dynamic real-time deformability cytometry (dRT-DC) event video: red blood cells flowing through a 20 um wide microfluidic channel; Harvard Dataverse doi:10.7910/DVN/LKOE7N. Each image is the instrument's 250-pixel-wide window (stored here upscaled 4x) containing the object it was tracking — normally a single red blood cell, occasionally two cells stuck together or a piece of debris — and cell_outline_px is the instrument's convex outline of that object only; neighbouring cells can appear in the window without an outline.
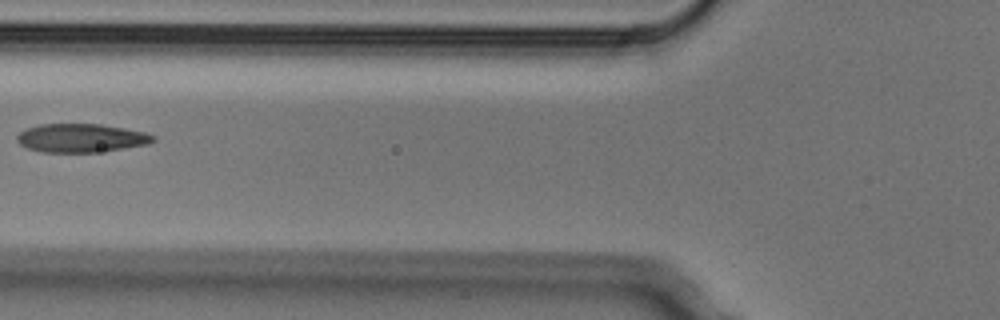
{"species": "Egyptian fruit bat (a non-hibernating species)", "species_latin": "Rousettus aegyptiacus", "temperature_condition": "cold", "stored_images_in_passage": 4, "camera_frame_rate_fps": 3000, "um_per_image_px": 0.085, "animal": {"sex": "male"}, "frame": {"image": 1, "passage_image": 3, "time_ms": 0.667, "image_size_px": [1000, 320], "cell_outline_px": [[156, 140], [148, 144], [96, 152], [44, 152], [28, 148], [20, 144], [16, 140], [16, 136], [20, 132], [28, 128], [40, 124], [100, 124], [124, 128], [144, 132], [156, 136]], "centroid_in_image_um": [6.89, 11.72], "position_along_channel_um": 118.9, "area_um2": 22.48}}
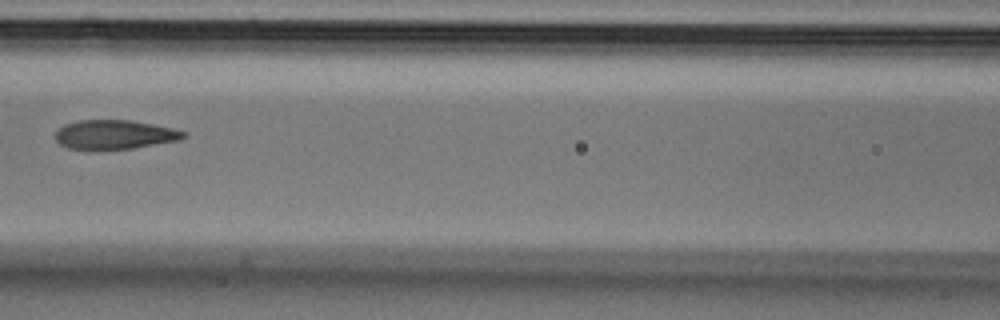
{"frame": {"image": 2, "passage_image": 4, "time_ms": 1.0, "image_size_px": [1000, 320], "cell_outline_px": [[184, 136], [180, 140], [132, 148], [68, 148], [60, 144], [52, 136], [56, 128], [64, 124], [80, 120], [132, 120], [172, 128], [184, 132]], "centroid_in_image_um": [9.66, 11.41], "position_along_channel_um": 156.9, "area_um2": 21.5}}